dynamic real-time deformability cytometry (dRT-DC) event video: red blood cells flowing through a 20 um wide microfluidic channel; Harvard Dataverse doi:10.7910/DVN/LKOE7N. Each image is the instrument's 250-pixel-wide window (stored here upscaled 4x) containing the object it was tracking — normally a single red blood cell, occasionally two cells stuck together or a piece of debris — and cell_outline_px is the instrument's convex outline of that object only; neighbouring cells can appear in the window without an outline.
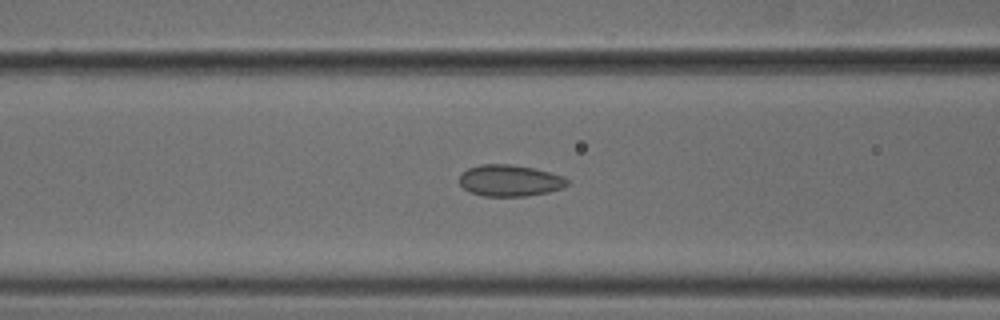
{"species": "common noctule bat (a hibernating species)", "species_latin": "Nyctalus noctula", "temperature_condition": "cold", "stored_images_in_passage": 49, "camera_frame_rate_fps": 3000, "um_per_image_px": 0.085, "animal": {"sex": "male", "body_mass_g": 18.8}, "frame": {"image": 1, "passage_image": 17, "time_ms": 5.333, "image_size_px": [1000, 320], "cell_outline_px": [[568, 184], [564, 188], [548, 192], [524, 196], [484, 196], [472, 192], [464, 188], [460, 184], [460, 176], [468, 168], [480, 164], [512, 164], [532, 168], [564, 176], [568, 180]], "centroid_in_image_um": [43.35, 15.34], "position_along_channel_um": 123.2, "area_um2": 19.65}}
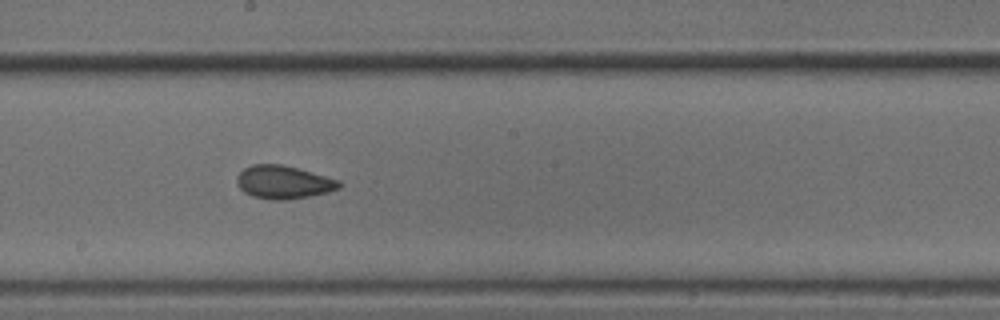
{"frame": {"image": 2, "passage_image": 25, "time_ms": 8.0, "image_size_px": [1000, 320], "cell_outline_px": [[344, 184], [340, 188], [328, 192], [288, 200], [272, 200], [252, 196], [244, 192], [236, 184], [236, 176], [244, 168], [252, 164], [280, 164], [296, 168], [340, 180]], "centroid_in_image_um": [24.09, 15.49], "position_along_channel_um": 224.1, "area_um2": 19.83}}
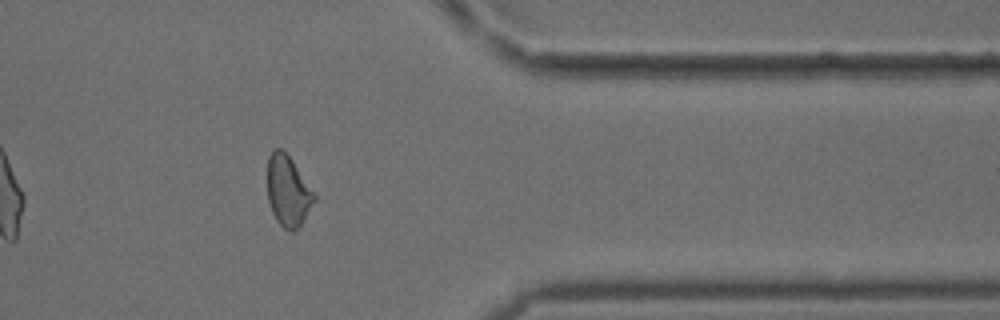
{"frame": {"image": 3, "passage_image": 39, "time_ms": 12.667, "image_size_px": [1000, 320], "cell_outline_px": [[316, 200], [304, 220], [292, 232], [284, 228], [276, 220], [272, 212], [268, 200], [268, 156], [276, 148], [280, 148], [292, 160], [316, 196]], "centroid_in_image_um": [24.48, 16.25], "position_along_channel_um": 386.9, "area_um2": 18.96}, "authors_computed_cell_mechanics": {"area_um2": 19.7098, "velocity_mm_per_s": 3.7769, "shape_relaxation_time_tau1_ms": null, "shape_relaxation_time_tau2_ms": 2.7764, "deformation_change_tau1": null, "deformation_change_tau2": 0.0736}}